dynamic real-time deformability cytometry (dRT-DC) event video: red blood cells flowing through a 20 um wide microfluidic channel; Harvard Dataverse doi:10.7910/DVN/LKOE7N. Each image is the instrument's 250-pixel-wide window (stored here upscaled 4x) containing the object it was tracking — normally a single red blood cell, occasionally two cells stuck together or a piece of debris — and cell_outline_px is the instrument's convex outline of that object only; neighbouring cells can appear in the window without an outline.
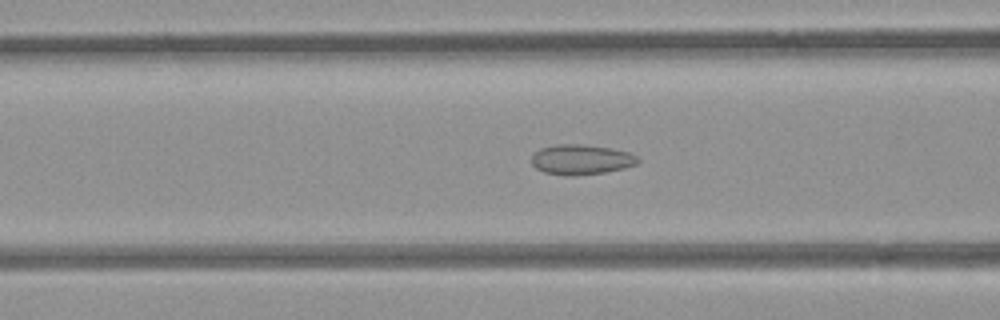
{"species": "common noctule bat (a hibernating species)", "species_latin": "Nyctalus noctula", "temperature_condition": "room temperature", "stored_images_in_passage": 37, "camera_frame_rate_fps": 3000, "um_per_image_px": 0.085, "animal": {"sex": "female", "body_mass_g": 21.9}, "frame": {"image": 1, "passage_image": 10, "time_ms": 3.0, "image_size_px": [1000, 320], "cell_outline_px": [[640, 160], [636, 164], [624, 168], [604, 172], [576, 176], [564, 176], [544, 172], [536, 168], [532, 164], [532, 156], [540, 148], [556, 144], [580, 144], [608, 148], [628, 152], [636, 156]], "centroid_in_image_um": [49.37, 13.57], "position_along_channel_um": 117.2, "area_um2": 18.55}}
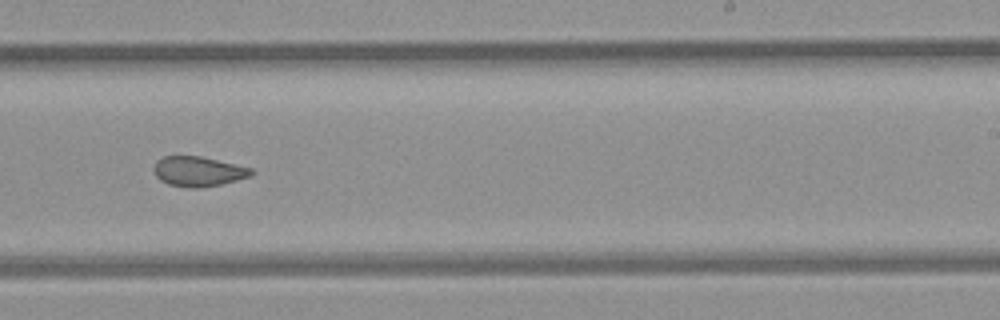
{"frame": {"image": 2, "passage_image": 22, "time_ms": 7.0, "image_size_px": [1000, 320], "cell_outline_px": [[256, 172], [252, 176], [220, 184], [200, 188], [188, 188], [168, 184], [160, 180], [156, 176], [152, 168], [156, 160], [164, 156], [200, 156], [252, 168]], "centroid_in_image_um": [16.84, 14.57], "position_along_channel_um": 272.2, "area_um2": 17.11}}
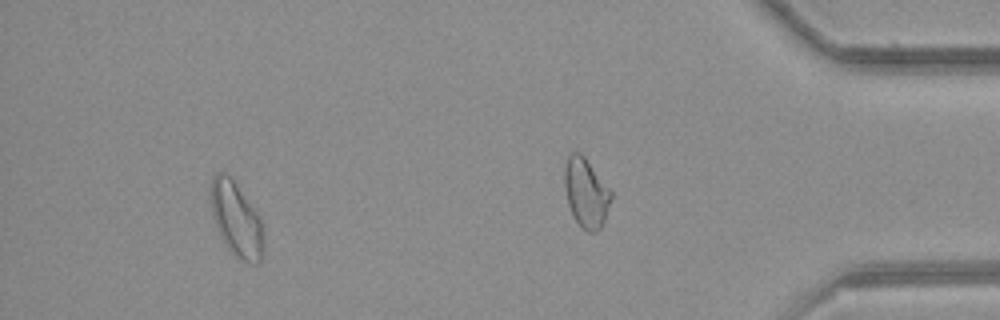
{"frame": {"image": 3, "passage_image": 32, "time_ms": 10.333, "image_size_px": [1000, 320], "cell_outline_px": [[264, 252], [260, 264], [256, 264], [244, 260], [236, 256], [228, 248], [216, 228], [212, 216], [208, 196], [212, 176], [216, 172], [228, 172], [232, 176], [260, 216], [264, 224]], "centroid_in_image_um": [20.09, 18.58], "position_along_channel_um": 415.1, "area_um2": 23.93}, "authors_computed_cell_mechanics": {"area_um2": 18.5538, "velocity_mm_per_s": 3.8735, "shape_relaxation_time_tau1_ms": null, "shape_relaxation_time_tau2_ms": 1.8335, "deformation_change_tau1": null, "deformation_change_tau2": 0.0712}}